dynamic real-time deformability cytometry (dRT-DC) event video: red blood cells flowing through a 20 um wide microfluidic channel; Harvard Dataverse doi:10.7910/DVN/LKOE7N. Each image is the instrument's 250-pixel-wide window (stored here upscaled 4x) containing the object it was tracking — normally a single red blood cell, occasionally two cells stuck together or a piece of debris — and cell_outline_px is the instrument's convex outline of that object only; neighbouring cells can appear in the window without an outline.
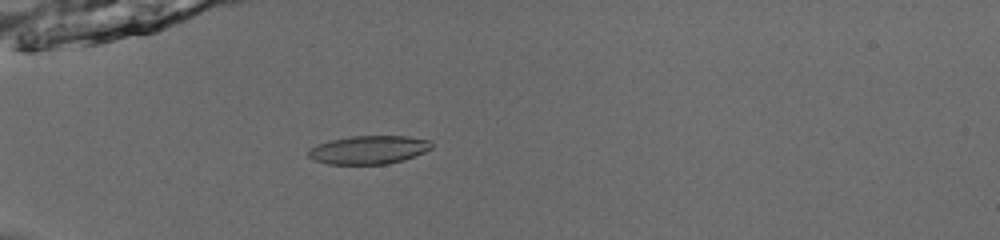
{"species": "common noctule bat (a hibernating species)", "species_latin": "Nyctalus noctula", "temperature_condition": "room temperature", "stored_images_in_passage": 52, "camera_frame_rate_fps": 3000, "um_per_image_px": 0.085, "animal": {"sex": "male", "body_mass_g": 13.0, "forearm_length_mm": 53.1}, "frame": {"image": 1, "passage_image": 17, "time_ms": 5.333, "image_size_px": [1000, 240], "cell_outline_px": [[432, 148], [424, 152], [404, 160], [388, 164], [328, 164], [316, 160], [308, 156], [308, 148], [316, 144], [332, 140], [352, 136], [408, 136], [428, 140], [432, 144]], "centroid_in_image_um": [31.33, 12.73], "position_along_channel_um": 53.7, "area_um2": 20.35}}
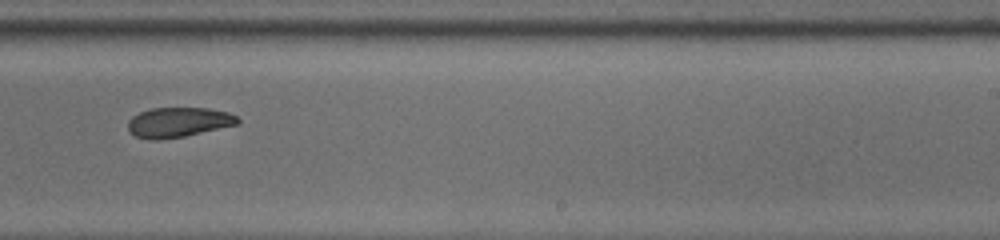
{"frame": {"image": 2, "passage_image": 35, "time_ms": 11.333, "image_size_px": [1000, 240], "cell_outline_px": [[240, 120], [236, 124], [184, 136], [156, 140], [152, 140], [136, 136], [128, 128], [128, 120], [132, 116], [140, 112], [152, 108], [208, 108], [228, 112], [236, 116]], "centroid_in_image_um": [15.14, 10.38], "position_along_channel_um": 273.9, "area_um2": 18.79}}
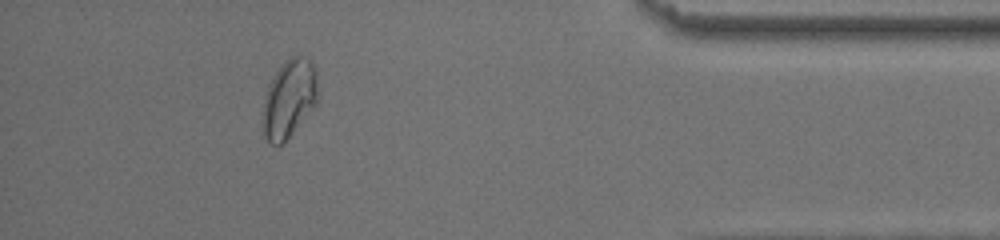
{"frame": {"image": 3, "passage_image": 48, "time_ms": 15.667, "image_size_px": [1000, 240], "cell_outline_px": [[316, 104], [284, 144], [272, 144], [264, 136], [264, 96], [268, 84], [280, 64], [288, 56], [300, 56], [308, 60], [316, 68]], "centroid_in_image_um": [24.56, 8.37], "position_along_channel_um": 410.6, "area_um2": 24.85}}